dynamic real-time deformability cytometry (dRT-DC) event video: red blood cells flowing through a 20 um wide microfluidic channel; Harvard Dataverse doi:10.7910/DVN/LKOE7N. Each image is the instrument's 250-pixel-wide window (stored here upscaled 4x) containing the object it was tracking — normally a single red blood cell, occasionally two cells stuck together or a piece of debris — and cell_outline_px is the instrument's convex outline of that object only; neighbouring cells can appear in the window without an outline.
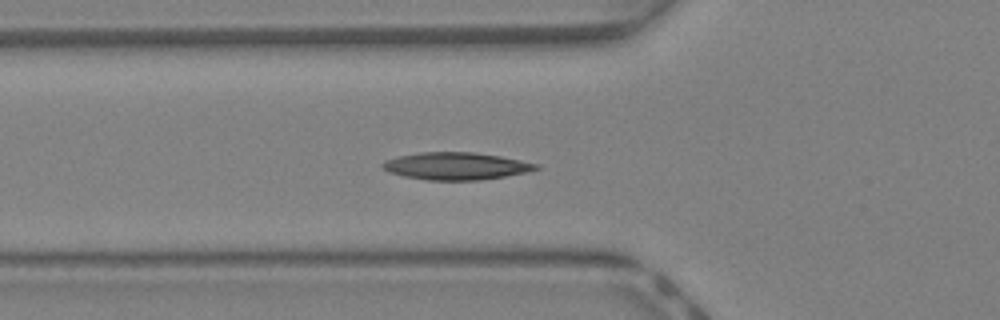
{"species": "Egyptian fruit bat (a non-hibernating species)", "species_latin": "Rousettus aegyptiacus", "temperature_condition": "warm", "stored_images_in_passage": 36, "camera_frame_rate_fps": 3000, "um_per_image_px": 0.085, "animal": {"sex": "female"}, "frame": {"image": 1, "passage_image": 8, "time_ms": 2.333, "image_size_px": [1000, 320], "cell_outline_px": [[540, 168], [524, 172], [504, 176], [480, 180], [428, 180], [404, 176], [388, 172], [380, 168], [380, 164], [384, 160], [396, 156], [420, 152], [472, 152], [500, 156], [540, 164]], "centroid_in_image_um": [38.69, 14.11], "position_along_channel_um": 87.1, "area_um2": 24.51}}
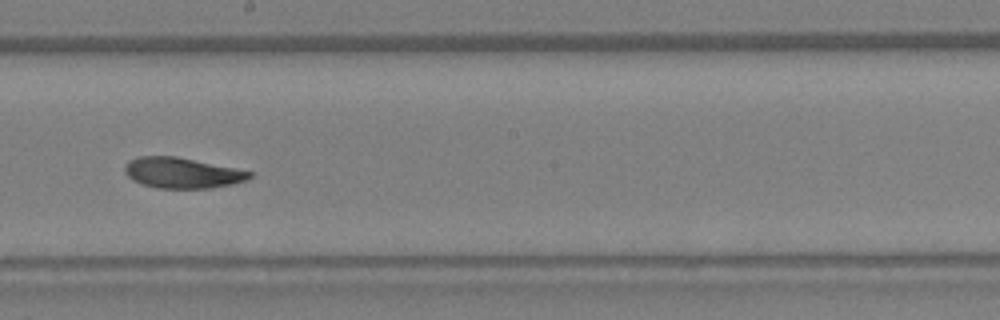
{"frame": {"image": 2, "passage_image": 17, "time_ms": 5.333, "image_size_px": [1000, 320], "cell_outline_px": [[252, 176], [244, 180], [232, 184], [212, 188], [156, 188], [132, 180], [124, 172], [124, 164], [128, 160], [140, 156], [176, 156], [252, 172]], "centroid_in_image_um": [15.42, 14.69], "position_along_channel_um": 232.8, "area_um2": 22.08}}
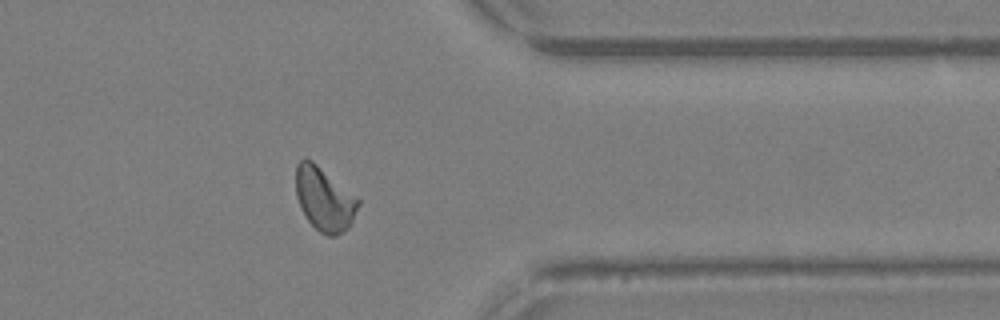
{"frame": {"image": 3, "passage_image": 27, "time_ms": 8.667, "image_size_px": [1000, 320], "cell_outline_px": [[360, 204], [348, 228], [336, 236], [328, 236], [320, 232], [308, 220], [300, 208], [296, 196], [296, 164], [304, 156], [312, 160], [356, 196], [360, 200]], "centroid_in_image_um": [27.55, 16.9], "position_along_channel_um": 383.9, "area_um2": 23.12}, "authors_computed_cell_mechanics": {"area_um2": 22.8599, "velocity_mm_per_s": 4.8516, "shape_relaxation_time_tau1_ms": 8.7524, "shape_relaxation_time_tau2_ms": null, "deformation_change_tau1": 0.2433, "deformation_change_tau2": null}}